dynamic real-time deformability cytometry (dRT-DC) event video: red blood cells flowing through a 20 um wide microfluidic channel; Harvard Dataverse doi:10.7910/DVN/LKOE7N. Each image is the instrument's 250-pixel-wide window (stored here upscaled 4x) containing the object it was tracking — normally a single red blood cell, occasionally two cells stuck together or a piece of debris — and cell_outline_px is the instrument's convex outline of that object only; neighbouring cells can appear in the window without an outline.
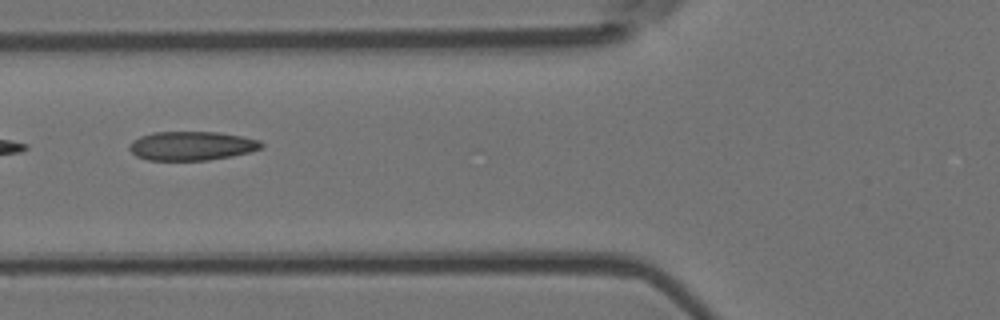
{"species": "Egyptian fruit bat (a non-hibernating species)", "species_latin": "Rousettus aegyptiacus", "temperature_condition": "room temperature", "stored_images_in_passage": 5, "camera_frame_rate_fps": 3000, "um_per_image_px": 0.085, "animal": {"sex": "female"}, "frame": {"image": 1, "passage_image": 2, "time_ms": 0.333, "image_size_px": [1000, 320], "cell_outline_px": [[264, 144], [260, 148], [248, 152], [232, 156], [208, 160], [148, 160], [136, 156], [128, 148], [140, 136], [152, 132], [216, 132], [244, 136], [260, 140]], "centroid_in_image_um": [16.32, 12.39], "position_along_channel_um": 109.5, "area_um2": 22.14}}
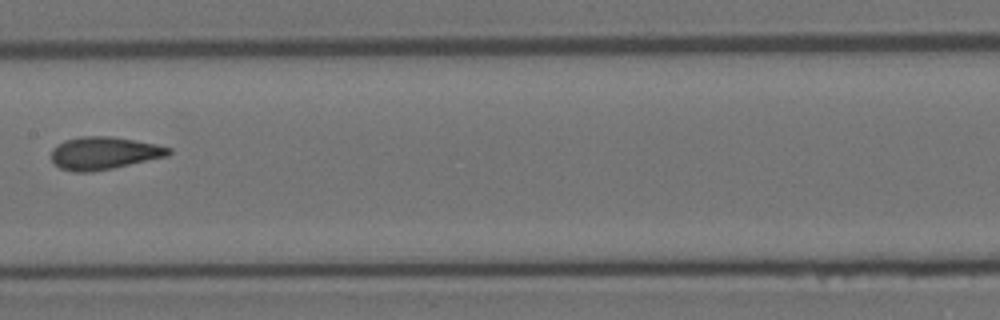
{"frame": {"image": 2, "passage_image": 4, "time_ms": 1.0, "image_size_px": [1000, 320], "cell_outline_px": [[172, 152], [168, 156], [112, 168], [92, 172], [72, 172], [60, 168], [52, 160], [52, 148], [56, 144], [64, 140], [80, 136], [112, 136], [156, 144], [172, 148]], "centroid_in_image_um": [8.83, 13.01], "position_along_channel_um": 198.6, "area_um2": 22.43}}
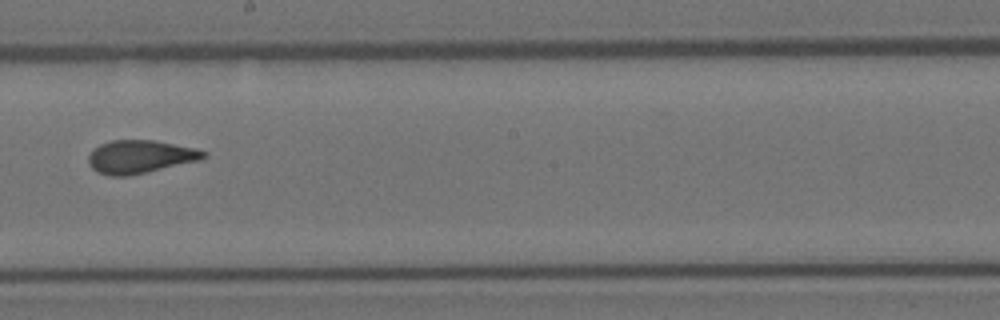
{"frame": {"image": 3, "passage_image": 5, "time_ms": 1.333, "image_size_px": [1000, 320], "cell_outline_px": [[208, 156], [200, 160], [128, 176], [108, 176], [96, 172], [88, 164], [88, 156], [100, 144], [112, 140], [156, 140], [196, 148], [208, 152]], "centroid_in_image_um": [11.92, 13.32], "position_along_channel_um": 236.3, "area_um2": 22.31}}